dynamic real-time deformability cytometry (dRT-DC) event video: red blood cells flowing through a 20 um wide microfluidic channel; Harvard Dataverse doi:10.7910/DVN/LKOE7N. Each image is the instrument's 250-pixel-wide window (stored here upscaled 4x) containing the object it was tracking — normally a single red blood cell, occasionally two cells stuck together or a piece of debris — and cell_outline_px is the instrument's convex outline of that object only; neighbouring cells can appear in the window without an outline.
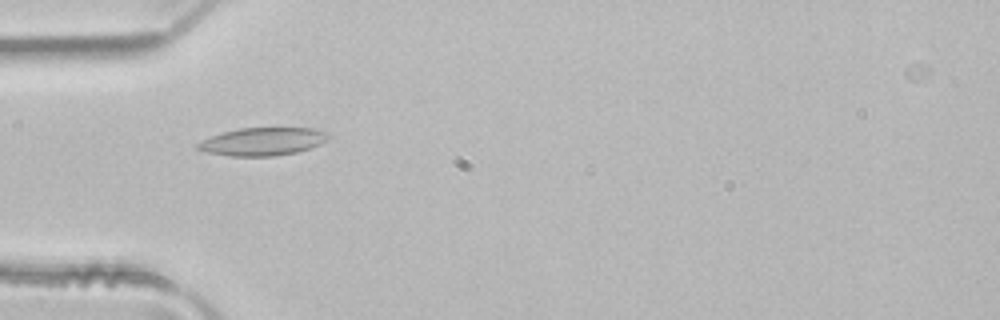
{"species": "common noctule bat (a hibernating species)", "species_latin": "Nyctalus noctula", "temperature_condition": "room temperature", "stored_images_in_passage": 5, "camera_frame_rate_fps": 3000, "um_per_image_px": 0.085, "animal": {"sex": "male", "body_mass_g": 21.5, "forearm_length_mm": 52.0}, "frame": {"image": 1, "passage_image": 4, "time_ms": 1.0, "image_size_px": [1000, 320], "cell_outline_px": [[328, 140], [320, 144], [296, 152], [276, 156], [228, 156], [208, 152], [196, 148], [196, 144], [212, 136], [224, 132], [240, 128], [312, 128], [328, 132]], "centroid_in_image_um": [22.35, 12.03], "position_along_channel_um": 62.7, "area_um2": 21.04}}
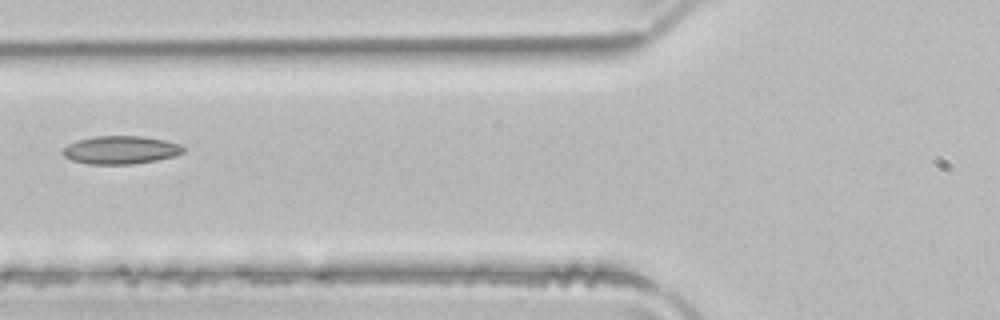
{"frame": {"image": 2, "passage_image": 5, "time_ms": 1.333, "image_size_px": [1000, 320], "cell_outline_px": [[184, 152], [176, 156], [156, 160], [132, 164], [88, 164], [72, 160], [64, 156], [64, 148], [68, 144], [76, 140], [96, 136], [140, 136], [164, 140], [180, 144], [184, 148]], "centroid_in_image_um": [10.27, 12.74], "position_along_channel_um": 115.5, "area_um2": 19.65}}